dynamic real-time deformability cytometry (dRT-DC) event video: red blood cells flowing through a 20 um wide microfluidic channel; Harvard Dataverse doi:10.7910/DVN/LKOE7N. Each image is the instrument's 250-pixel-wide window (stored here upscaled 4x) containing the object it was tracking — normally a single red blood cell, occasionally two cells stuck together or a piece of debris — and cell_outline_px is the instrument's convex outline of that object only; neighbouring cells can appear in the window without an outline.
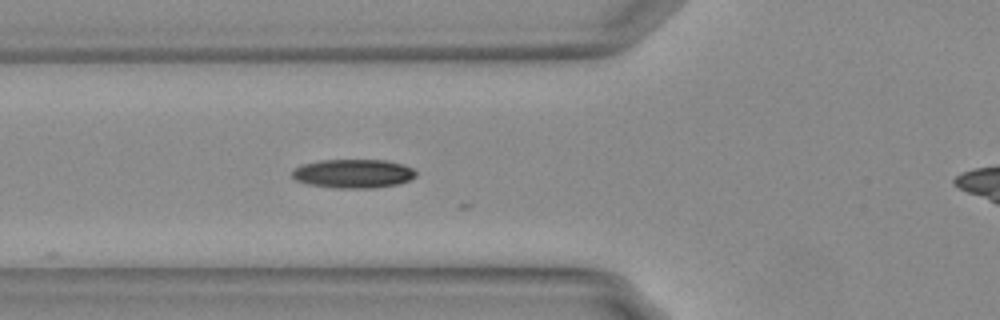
{"species": "Egyptian fruit bat (a non-hibernating species)", "species_latin": "Rousettus aegyptiacus", "temperature_condition": "warm", "stored_images_in_passage": 8, "camera_frame_rate_fps": 3000, "um_per_image_px": 0.085, "animal": {"sex": "female"}, "frame": {"image": 1, "passage_image": 4, "time_ms": 1.0, "image_size_px": [1000, 320], "cell_outline_px": [[416, 176], [408, 180], [396, 184], [372, 188], [336, 188], [308, 184], [296, 180], [292, 176], [292, 172], [300, 164], [320, 160], [384, 160], [400, 164], [412, 168], [416, 172]], "centroid_in_image_um": [29.99, 14.75], "position_along_channel_um": 95.8, "area_um2": 20.63}}